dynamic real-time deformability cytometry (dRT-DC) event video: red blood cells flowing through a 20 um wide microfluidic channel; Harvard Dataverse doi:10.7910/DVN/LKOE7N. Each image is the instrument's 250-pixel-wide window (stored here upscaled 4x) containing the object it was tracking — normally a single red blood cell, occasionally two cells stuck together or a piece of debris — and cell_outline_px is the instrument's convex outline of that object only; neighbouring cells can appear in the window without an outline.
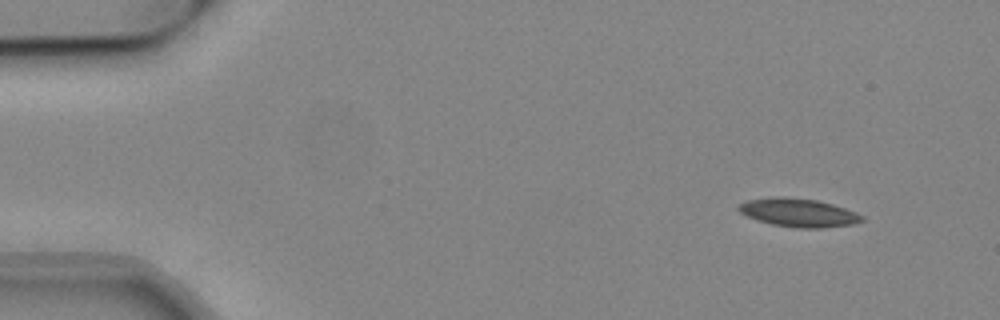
{"species": "common noctule bat (a hibernating species)", "species_latin": "Nyctalus noctula", "temperature_condition": "cold", "stored_images_in_passage": 5, "camera_frame_rate_fps": 3000, "um_per_image_px": 0.085, "animal": {"sex": "male", "body_mass_g": 19.2, "forearm_length_mm": 51.8}, "frame": {"image": 1, "passage_image": 1, "time_ms": 0.0, "image_size_px": [1000, 320], "cell_outline_px": [[864, 220], [852, 224], [820, 228], [796, 228], [772, 224], [756, 220], [740, 212], [736, 208], [740, 204], [748, 200], [772, 196], [776, 196], [816, 200], [832, 204], [856, 212], [864, 216]], "centroid_in_image_um": [67.86, 18.07], "position_along_channel_um": 17.1, "area_um2": 20.29}}